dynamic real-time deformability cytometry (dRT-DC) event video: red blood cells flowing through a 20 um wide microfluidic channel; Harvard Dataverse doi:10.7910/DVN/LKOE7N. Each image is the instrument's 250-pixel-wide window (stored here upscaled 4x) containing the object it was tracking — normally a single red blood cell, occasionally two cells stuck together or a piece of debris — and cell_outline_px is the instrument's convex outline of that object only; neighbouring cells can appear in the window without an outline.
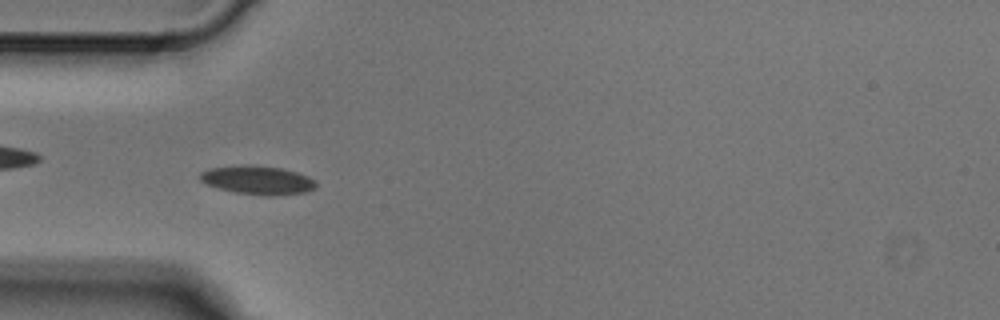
{"species": "Egyptian fruit bat (a non-hibernating species)", "species_latin": "Rousettus aegyptiacus", "temperature_condition": "cold", "stored_images_in_passage": 7, "camera_frame_rate_fps": 3000, "um_per_image_px": 0.085, "animal": {"sex": "male"}, "frame": {"image": 1, "passage_image": 5, "time_ms": 1.333, "image_size_px": [1000, 320], "cell_outline_px": [[316, 188], [304, 192], [272, 196], [268, 196], [236, 192], [220, 188], [208, 184], [200, 180], [200, 172], [208, 168], [240, 164], [252, 164], [280, 168], [296, 172], [308, 176], [316, 180]], "centroid_in_image_um": [21.9, 15.29], "position_along_channel_um": 63.1, "area_um2": 19.42}}
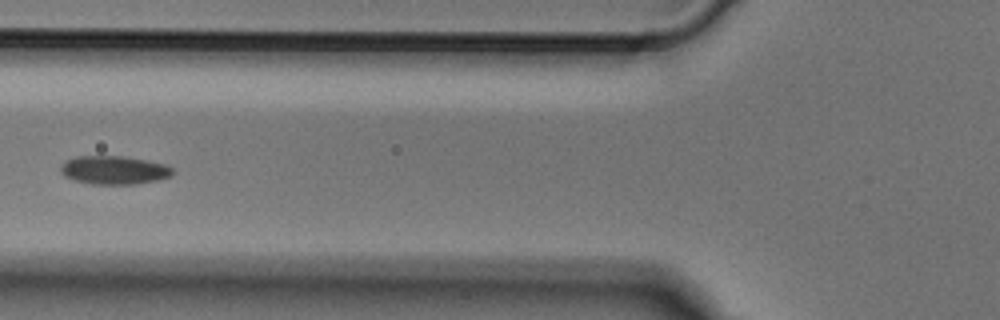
{"frame": {"image": 2, "passage_image": 6, "time_ms": 1.667, "image_size_px": [1000, 320], "cell_outline_px": [[176, 172], [172, 176], [156, 180], [136, 184], [92, 184], [76, 180], [64, 176], [60, 172], [60, 168], [68, 160], [76, 156], [124, 156], [148, 160], [164, 164], [172, 168]], "centroid_in_image_um": [9.74, 14.45], "position_along_channel_um": 116.1, "area_um2": 18.55}}
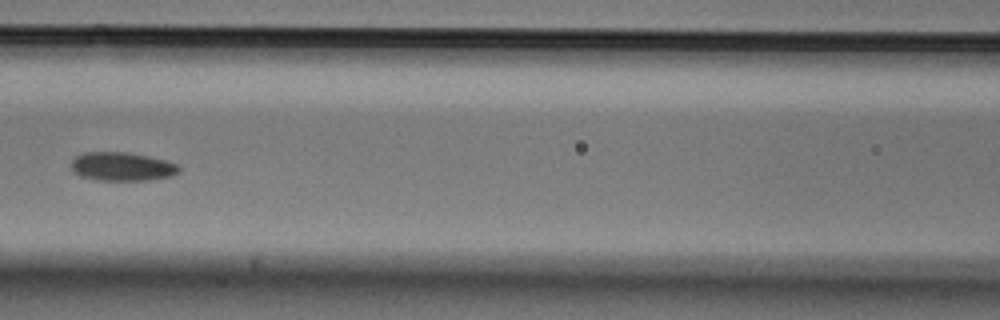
{"frame": {"image": 3, "passage_image": 7, "time_ms": 2.0, "image_size_px": [1000, 320], "cell_outline_px": [[180, 172], [172, 176], [148, 180], [96, 180], [80, 176], [72, 168], [72, 160], [76, 156], [84, 152], [128, 152], [168, 160], [180, 164]], "centroid_in_image_um": [10.44, 14.15], "position_along_channel_um": 156.2, "area_um2": 18.15}}